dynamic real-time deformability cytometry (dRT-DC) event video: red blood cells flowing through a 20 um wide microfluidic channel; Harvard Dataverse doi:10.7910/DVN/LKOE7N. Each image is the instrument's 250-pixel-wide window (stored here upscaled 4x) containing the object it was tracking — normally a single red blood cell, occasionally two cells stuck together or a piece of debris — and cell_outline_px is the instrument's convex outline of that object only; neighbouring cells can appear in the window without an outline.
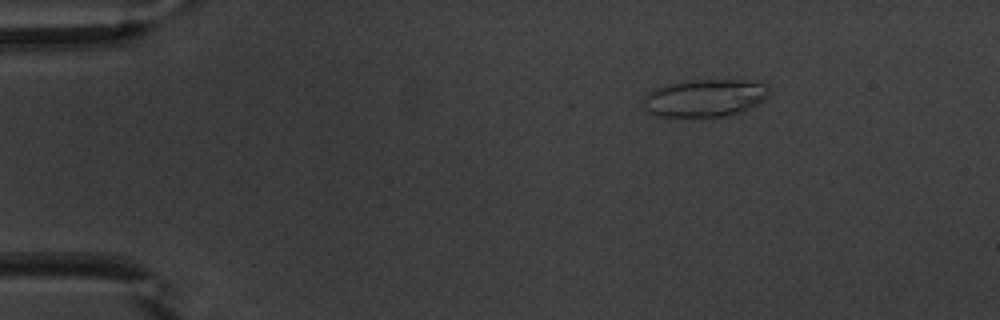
{"species": "common noctule bat (a hibernating species)", "species_latin": "Nyctalus noctula", "temperature_condition": "warm", "stored_images_in_passage": 52, "camera_frame_rate_fps": 3000, "um_per_image_px": 0.085, "animal": {"sex": "male", "body_mass_g": 20.1, "forearm_length_mm": 53.5}, "frame": {"image": 1, "passage_image": 8, "time_ms": 2.333, "image_size_px": [1000, 320], "cell_outline_px": [[768, 92], [756, 104], [740, 112], [728, 116], [712, 120], [656, 116], [648, 112], [644, 108], [644, 96], [648, 92], [656, 88], [668, 84], [688, 80], [740, 80], [768, 84]], "centroid_in_image_um": [59.84, 8.38], "position_along_channel_um": 25.2, "area_um2": 28.15}}
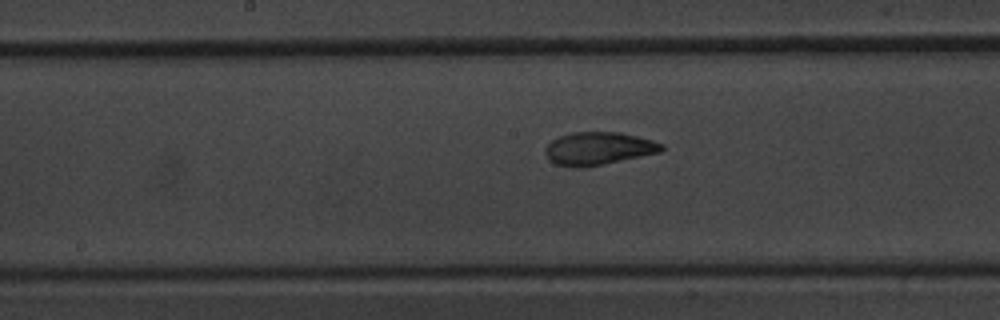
{"frame": {"image": 2, "passage_image": 27, "time_ms": 8.667, "image_size_px": [1000, 320], "cell_outline_px": [[664, 148], [660, 152], [584, 168], [572, 168], [556, 164], [548, 160], [544, 152], [544, 148], [552, 140], [560, 136], [572, 132], [620, 132], [652, 140], [664, 144]], "centroid_in_image_um": [50.83, 12.63], "position_along_channel_um": 197.4, "area_um2": 22.37}}
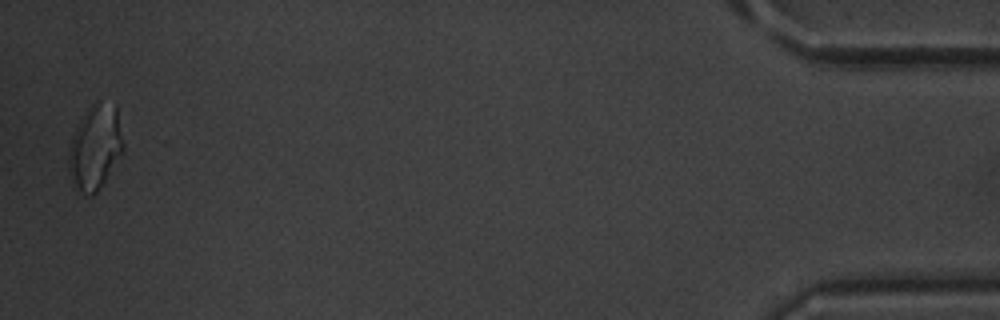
{"frame": {"image": 3, "passage_image": 51, "time_ms": 16.667, "image_size_px": [1000, 320], "cell_outline_px": [[124, 148], [104, 180], [96, 192], [92, 196], [88, 196], [76, 192], [68, 168], [68, 152], [72, 136], [84, 112], [88, 108], [100, 100], [116, 104], [124, 144]], "centroid_in_image_um": [8.07, 12.51], "position_along_channel_um": 427.1, "area_um2": 26.88}, "authors_computed_cell_mechanics": {"area_um2": 22.7154, "velocity_mm_per_s": 3.9289, "shape_relaxation_time_tau1_ms": 4.3729, "shape_relaxation_time_tau2_ms": 0.9271, "deformation_change_tau1": 0.1735, "deformation_change_tau2": 0.0445}}